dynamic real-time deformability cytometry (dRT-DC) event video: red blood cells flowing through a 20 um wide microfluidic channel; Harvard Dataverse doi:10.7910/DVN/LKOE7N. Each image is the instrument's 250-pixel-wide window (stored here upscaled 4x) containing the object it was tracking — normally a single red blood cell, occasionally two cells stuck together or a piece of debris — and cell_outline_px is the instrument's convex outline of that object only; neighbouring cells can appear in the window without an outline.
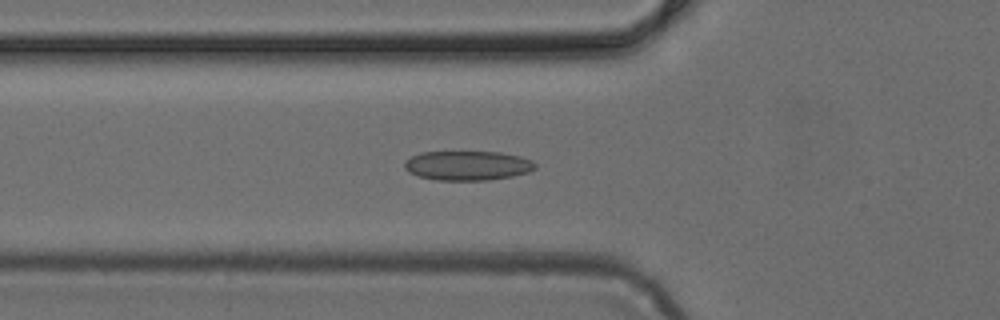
{"species": "common noctule bat (a hibernating species)", "species_latin": "Nyctalus noctula", "temperature_condition": "cold", "stored_images_in_passage": 40, "camera_frame_rate_fps": 3000, "um_per_image_px": 0.085, "animal": {"sex": "female", "body_mass_g": 24.6, "forearm_length_mm": 56.2}, "frame": {"image": 1, "passage_image": 9, "time_ms": 2.667, "image_size_px": [1000, 320], "cell_outline_px": [[536, 168], [528, 172], [512, 176], [488, 180], [436, 180], [420, 176], [408, 172], [404, 168], [404, 164], [412, 156], [420, 152], [500, 152], [520, 156], [532, 160], [536, 164]], "centroid_in_image_um": [39.76, 14.07], "position_along_channel_um": 86.0, "area_um2": 22.37}}
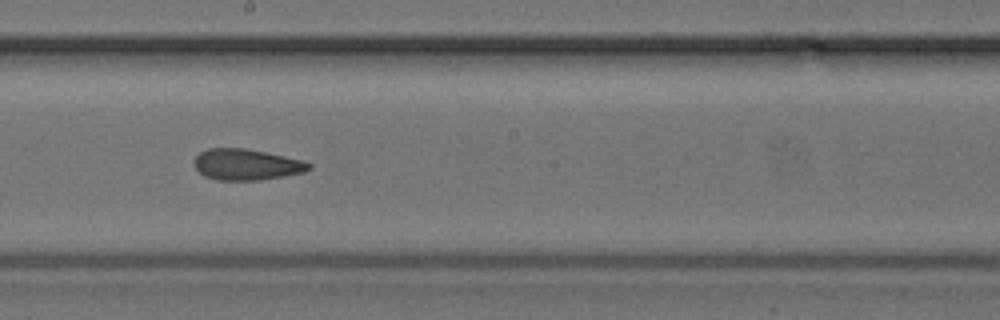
{"frame": {"image": 2, "passage_image": 19, "time_ms": 6.0, "image_size_px": [1000, 320], "cell_outline_px": [[312, 168], [304, 172], [260, 180], [216, 180], [204, 176], [196, 168], [192, 160], [200, 152], [208, 148], [244, 148], [304, 160], [312, 164]], "centroid_in_image_um": [20.94, 13.98], "position_along_channel_um": 227.3, "area_um2": 20.81}}
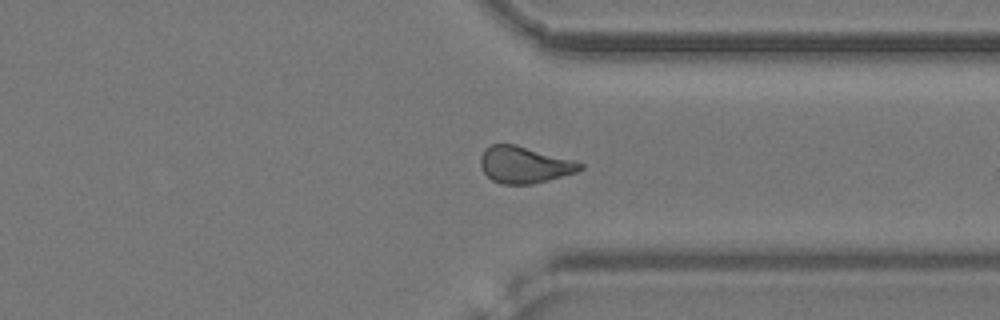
{"frame": {"image": 3, "passage_image": 29, "time_ms": 9.333, "image_size_px": [1000, 320], "cell_outline_px": [[584, 168], [576, 172], [548, 180], [532, 184], [500, 184], [492, 180], [480, 168], [480, 156], [484, 148], [492, 144], [516, 144], [576, 160], [584, 164]], "centroid_in_image_um": [44.57, 13.99], "position_along_channel_um": 366.8, "area_um2": 21.56}}